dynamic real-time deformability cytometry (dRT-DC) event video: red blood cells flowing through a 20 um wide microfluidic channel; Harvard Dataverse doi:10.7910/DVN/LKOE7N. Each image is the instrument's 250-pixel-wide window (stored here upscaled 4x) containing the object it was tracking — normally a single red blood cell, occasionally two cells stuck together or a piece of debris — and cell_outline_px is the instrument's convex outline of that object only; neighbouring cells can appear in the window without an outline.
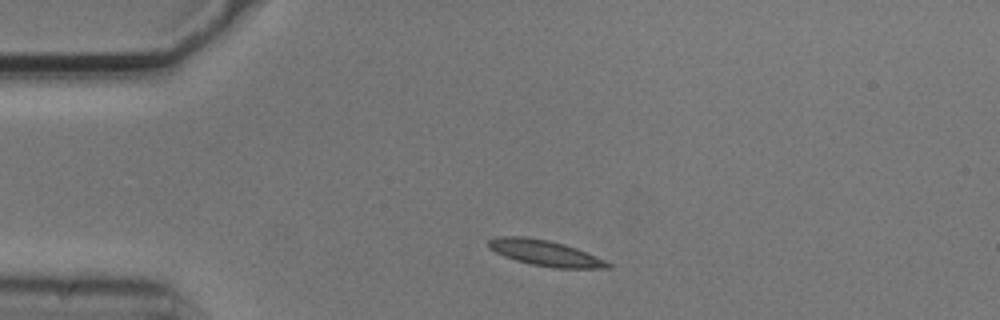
{"species": "common noctule bat (a hibernating species)", "species_latin": "Nyctalus noctula", "temperature_condition": "cold", "stored_images_in_passage": 2, "camera_frame_rate_fps": 3000, "um_per_image_px": 0.085, "animal": {"sex": "male", "body_mass_g": 20.5, "forearm_length_mm": 52.5}, "frame": {"image": 1, "passage_image": 1, "time_ms": 0.0, "image_size_px": [1000, 320], "cell_outline_px": [[612, 268], [556, 268], [532, 264], [516, 260], [504, 256], [488, 248], [488, 240], [500, 236], [524, 236], [548, 240], [564, 244], [576, 248], [604, 260], [612, 264]], "centroid_in_image_um": [46.32, 21.5], "position_along_channel_um": 38.7, "area_um2": 17.69}}